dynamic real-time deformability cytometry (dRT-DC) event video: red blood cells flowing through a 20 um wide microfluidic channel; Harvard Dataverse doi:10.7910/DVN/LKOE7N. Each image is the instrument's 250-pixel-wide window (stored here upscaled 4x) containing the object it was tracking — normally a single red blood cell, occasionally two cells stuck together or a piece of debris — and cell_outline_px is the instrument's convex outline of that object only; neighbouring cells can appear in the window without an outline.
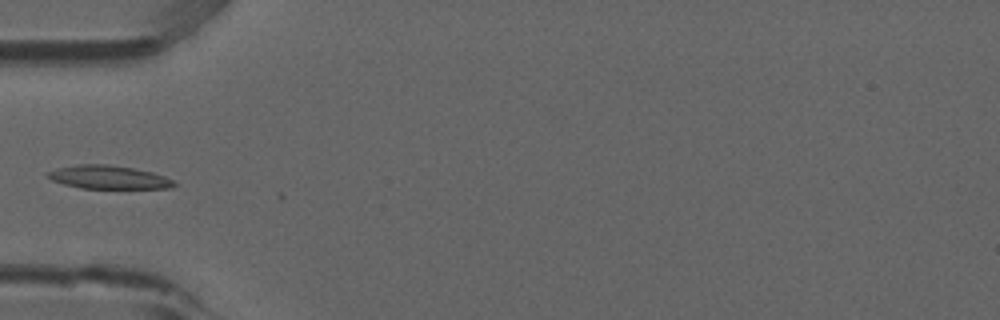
{"species": "common noctule bat (a hibernating species)", "species_latin": "Nyctalus noctula", "temperature_condition": "room temperature", "stored_images_in_passage": 3, "camera_frame_rate_fps": 3000, "um_per_image_px": 0.085, "animal": {"sex": "male", "forearm_length_mm": 52.5}, "frame": {"image": 1, "passage_image": 1, "time_ms": 0.0, "image_size_px": [1000, 320], "cell_outline_px": [[176, 184], [172, 188], [80, 188], [64, 184], [52, 180], [44, 176], [44, 172], [56, 168], [76, 164], [108, 164], [132, 168], [152, 172], [164, 176], [172, 180]], "centroid_in_image_um": [9.15, 15.05], "position_along_channel_um": 75.9, "area_um2": 17.28}}